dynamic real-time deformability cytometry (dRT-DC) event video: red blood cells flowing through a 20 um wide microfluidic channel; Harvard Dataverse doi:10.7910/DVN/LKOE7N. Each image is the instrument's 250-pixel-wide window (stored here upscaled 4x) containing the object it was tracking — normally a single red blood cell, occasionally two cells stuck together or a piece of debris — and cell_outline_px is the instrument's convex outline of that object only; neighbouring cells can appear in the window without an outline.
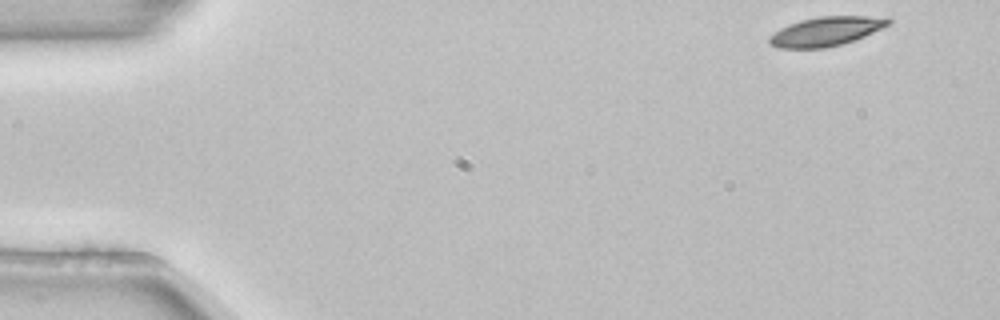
{"species": "common noctule bat (a hibernating species)", "species_latin": "Nyctalus noctula", "temperature_condition": "room temperature", "stored_images_in_passage": 51, "camera_frame_rate_fps": 3000, "um_per_image_px": 0.085, "animal": {"sex": "female", "body_mass_g": 22.7, "forearm_length_mm": 54.2}, "frame": {"image": 1, "passage_image": 1, "time_ms": 0.0, "image_size_px": [1000, 320], "cell_outline_px": [[892, 20], [888, 24], [864, 36], [840, 44], [824, 48], [780, 48], [768, 44], [768, 36], [780, 28], [788, 24], [800, 20], [820, 16], [888, 16]], "centroid_in_image_um": [70.17, 2.65], "position_along_channel_um": 14.8, "area_um2": 20.17}}
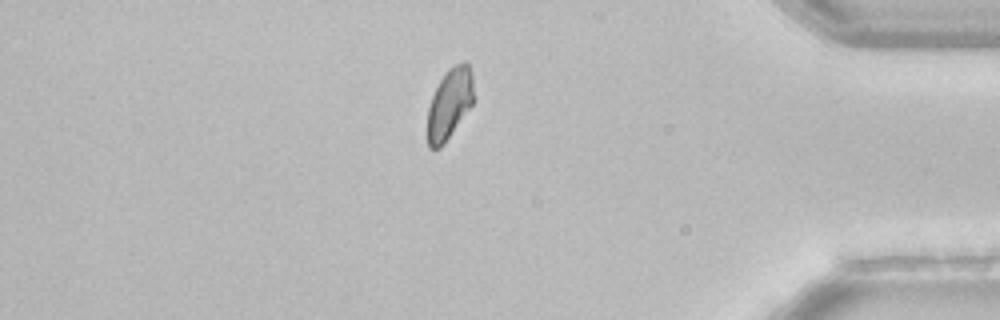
{"frame": {"image": 2, "passage_image": 43, "time_ms": 14.0, "image_size_px": [1000, 320], "cell_outline_px": [[472, 104], [444, 144], [440, 148], [428, 148], [428, 108], [432, 96], [440, 80], [448, 68], [452, 64], [464, 60], [468, 60], [472, 72]], "centroid_in_image_um": [38.21, 8.76], "position_along_channel_um": 397.0, "area_um2": 18.9}}
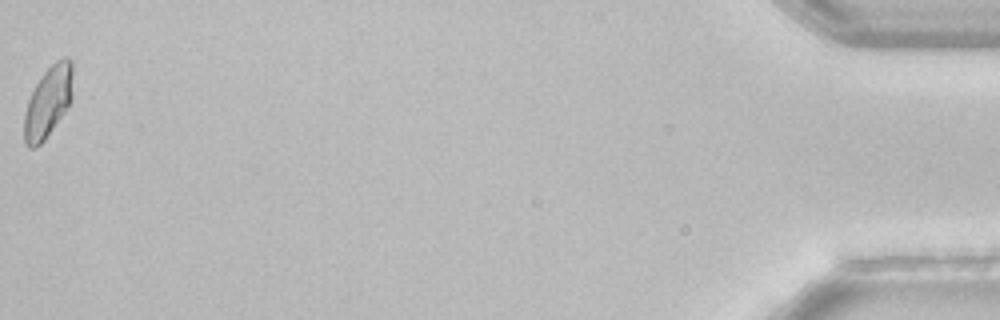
{"frame": {"image": 3, "passage_image": 51, "time_ms": 16.667, "image_size_px": [1000, 320], "cell_outline_px": [[72, 100], [64, 112], [44, 140], [36, 148], [28, 148], [24, 144], [24, 112], [28, 100], [40, 76], [56, 60], [64, 56], [68, 56], [72, 60]], "centroid_in_image_um": [4.08, 8.64], "position_along_channel_um": 431.1, "area_um2": 20.23}, "authors_computed_cell_mechanics": {"area_um2": 20.4034, "velocity_mm_per_s": 3.8247, "shape_relaxation_time_tau1_ms": 4.6313, "shape_relaxation_time_tau2_ms": null, "deformation_change_tau1": 0.1147, "deformation_change_tau2": null}}